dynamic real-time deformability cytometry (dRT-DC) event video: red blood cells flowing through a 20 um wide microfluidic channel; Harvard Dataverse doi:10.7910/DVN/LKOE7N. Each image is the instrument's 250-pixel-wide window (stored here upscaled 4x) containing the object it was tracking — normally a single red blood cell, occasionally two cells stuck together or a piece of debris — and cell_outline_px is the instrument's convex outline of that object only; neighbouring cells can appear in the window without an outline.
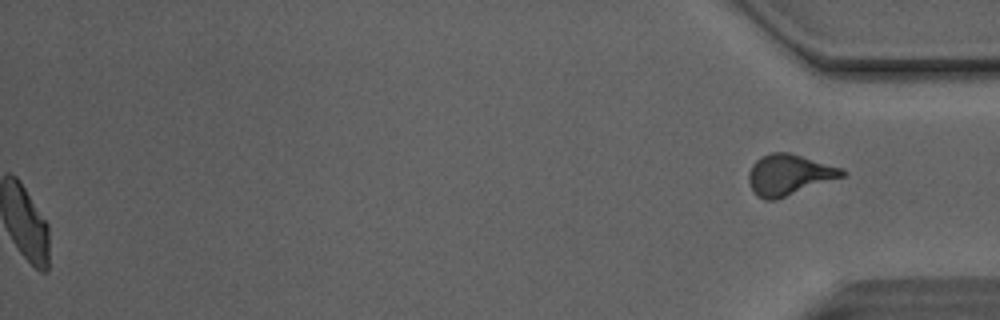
{"species": "Egyptian fruit bat (a non-hibernating species)", "species_latin": "Rousettus aegyptiacus", "temperature_condition": "room temperature", "stored_images_in_passage": 51, "camera_frame_rate_fps": 3000, "um_per_image_px": 0.085, "animal": {"sex": "male"}, "frame": {"image": 1, "passage_image": 51, "time_ms": 16.667, "image_size_px": [1000, 320], "cell_outline_px": [[848, 172], [844, 176], [776, 200], [764, 200], [756, 196], [752, 192], [748, 180], [748, 172], [752, 164], [760, 156], [772, 152], [788, 152], [844, 168]], "centroid_in_image_um": [67.05, 14.86], "position_along_channel_um": 368.2, "area_um2": 22.48}, "authors_computed_cell_mechanics": {"area_um2": 23.409, "velocity_mm_per_s": 4.1175, "shape_relaxation_time_tau1_ms": 3.7216, "shape_relaxation_time_tau2_ms": 1.9223, "deformation_change_tau1": 0.1207, "deformation_change_tau2": 0.0791}}